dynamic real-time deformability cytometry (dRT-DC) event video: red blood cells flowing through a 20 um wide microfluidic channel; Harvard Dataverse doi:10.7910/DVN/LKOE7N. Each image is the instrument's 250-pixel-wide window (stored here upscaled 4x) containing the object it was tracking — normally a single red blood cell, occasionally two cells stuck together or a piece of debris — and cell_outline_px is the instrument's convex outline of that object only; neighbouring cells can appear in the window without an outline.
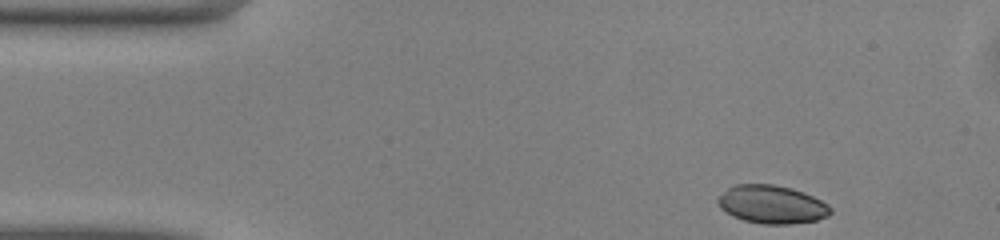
{"species": "common noctule bat (a hibernating species)", "species_latin": "Nyctalus noctula", "temperature_condition": "warm", "stored_images_in_passage": 45, "camera_frame_rate_fps": 3000, "um_per_image_px": 0.085, "animal": {"sex": "male", "body_mass_g": 13.0, "forearm_length_mm": 53.1}, "frame": {"image": 1, "passage_image": 1, "time_ms": 0.0, "image_size_px": [1000, 240], "cell_outline_px": [[832, 212], [828, 216], [816, 220], [788, 224], [760, 224], [744, 220], [732, 216], [720, 208], [716, 200], [728, 188], [736, 184], [772, 184], [792, 188], [804, 192], [828, 204], [832, 208]], "centroid_in_image_um": [65.61, 17.38], "position_along_channel_um": 19.4, "area_um2": 25.09}}
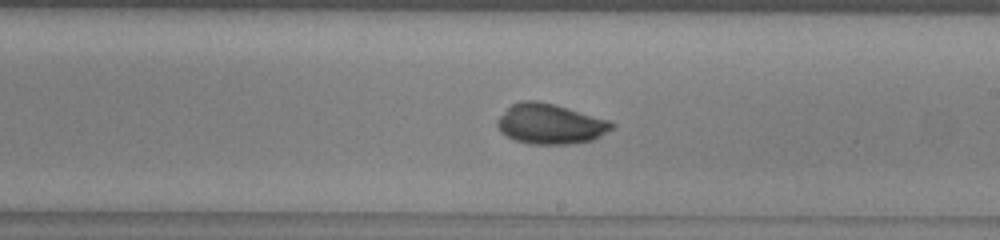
{"frame": {"image": 2, "passage_image": 23, "time_ms": 7.333, "image_size_px": [1000, 240], "cell_outline_px": [[616, 124], [612, 128], [600, 136], [592, 140], [568, 144], [532, 144], [516, 140], [500, 132], [496, 124], [496, 120], [512, 104], [524, 100], [536, 100], [552, 104], [608, 120]], "centroid_in_image_um": [46.74, 10.54], "position_along_channel_um": 242.3, "area_um2": 26.36}}
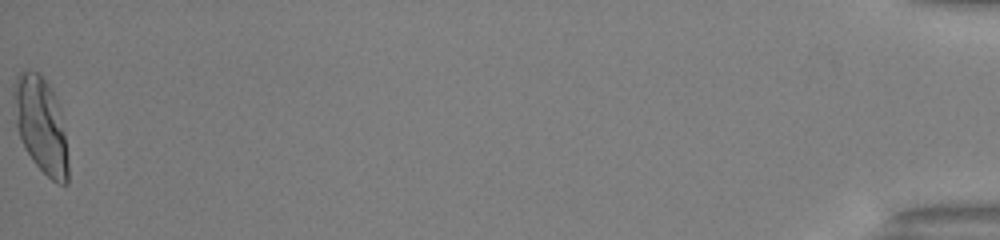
{"frame": {"image": 3, "passage_image": 45, "time_ms": 14.667, "image_size_px": [1000, 240], "cell_outline_px": [[68, 184], [56, 184], [32, 160], [24, 148], [16, 124], [12, 96], [12, 88], [16, 76], [20, 72], [28, 68], [40, 72], [52, 88], [60, 112], [64, 132], [68, 156]], "centroid_in_image_um": [3.46, 10.58], "position_along_channel_um": 431.7, "area_um2": 30.69}, "authors_computed_cell_mechanics": {"area_um2": 26.2412, "velocity_mm_per_s": 4.1077, "shape_relaxation_time_tau1_ms": 6.0869, "shape_relaxation_time_tau2_ms": null, "deformation_change_tau1": 0.2425, "deformation_change_tau2": null}}